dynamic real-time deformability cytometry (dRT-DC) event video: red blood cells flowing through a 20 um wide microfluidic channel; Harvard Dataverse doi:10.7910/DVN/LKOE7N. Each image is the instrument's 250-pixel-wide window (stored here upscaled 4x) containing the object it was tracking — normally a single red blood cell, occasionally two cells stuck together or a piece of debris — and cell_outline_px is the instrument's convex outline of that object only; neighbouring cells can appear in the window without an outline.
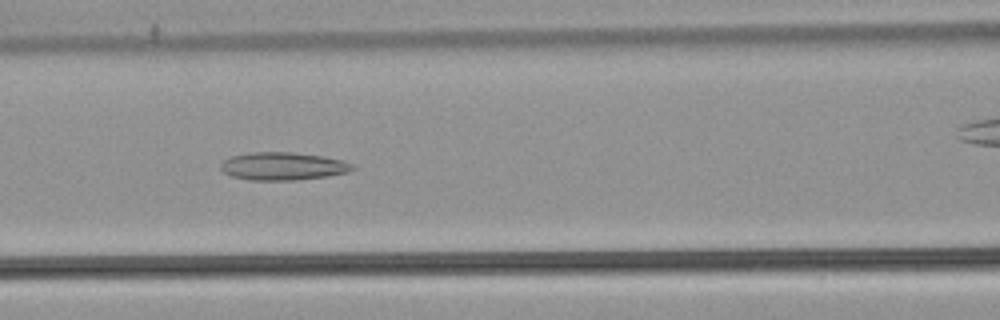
{"species": "common noctule bat (a hibernating species)", "species_latin": "Nyctalus noctula", "temperature_condition": "warm", "stored_images_in_passage": 54, "camera_frame_rate_fps": 3000, "um_per_image_px": 0.085, "animal": {"sex": "male", "body_mass_g": 21.5, "forearm_length_mm": 52.0}, "frame": {"image": 1, "passage_image": 24, "time_ms": 7.667, "image_size_px": [1000, 320], "cell_outline_px": [[356, 168], [348, 172], [328, 176], [296, 180], [248, 180], [232, 176], [224, 172], [220, 168], [220, 164], [224, 160], [232, 156], [248, 152], [292, 152], [324, 156], [344, 160], [352, 164]], "centroid_in_image_um": [24.06, 14.12], "position_along_channel_um": 142.5, "area_um2": 21.56}}
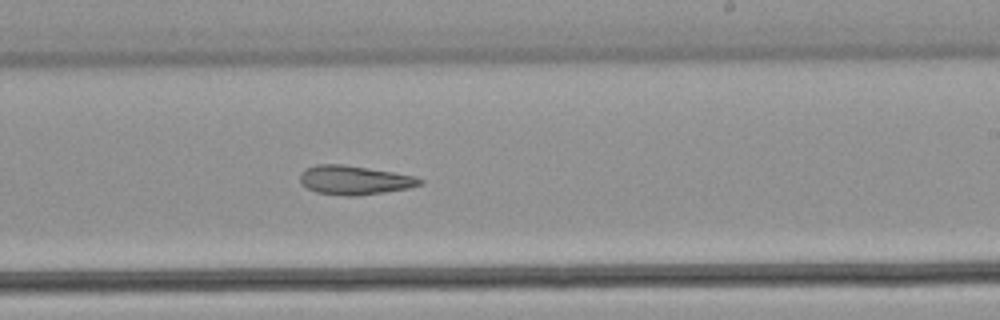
{"frame": {"image": 2, "passage_image": 33, "time_ms": 10.667, "image_size_px": [1000, 320], "cell_outline_px": [[424, 184], [408, 188], [384, 192], [356, 196], [344, 196], [316, 192], [308, 188], [300, 180], [300, 172], [304, 168], [316, 164], [340, 164], [368, 168], [416, 176], [424, 180]], "centroid_in_image_um": [30.13, 15.3], "position_along_channel_um": 258.9, "area_um2": 20.29}}
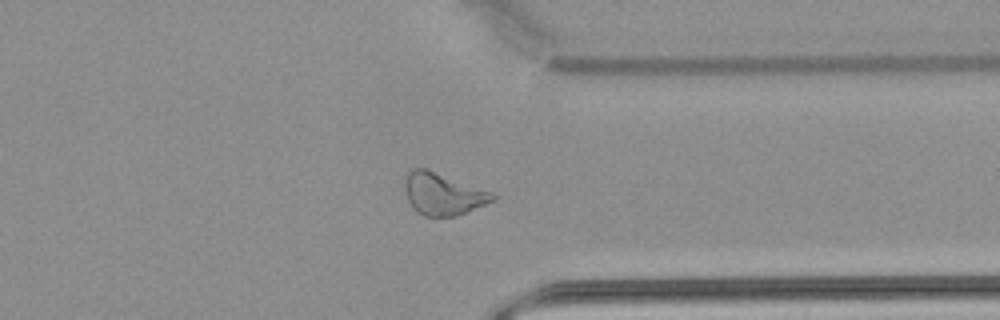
{"frame": {"image": 3, "passage_image": 42, "time_ms": 13.667, "image_size_px": [1000, 320], "cell_outline_px": [[496, 200], [456, 216], [424, 216], [416, 212], [412, 208], [408, 200], [404, 188], [404, 180], [408, 172], [412, 168], [424, 168], [492, 192], [496, 196]], "centroid_in_image_um": [37.62, 16.5], "position_along_channel_um": 373.8, "area_um2": 21.39}, "authors_computed_cell_mechanics": {"area_um2": 24.1026, "velocity_mm_per_s": 3.8965, "shape_relaxation_time_tau1_ms": null, "shape_relaxation_time_tau2_ms": 5.2337, "deformation_change_tau1": null, "deformation_change_tau2": 0.1494}}